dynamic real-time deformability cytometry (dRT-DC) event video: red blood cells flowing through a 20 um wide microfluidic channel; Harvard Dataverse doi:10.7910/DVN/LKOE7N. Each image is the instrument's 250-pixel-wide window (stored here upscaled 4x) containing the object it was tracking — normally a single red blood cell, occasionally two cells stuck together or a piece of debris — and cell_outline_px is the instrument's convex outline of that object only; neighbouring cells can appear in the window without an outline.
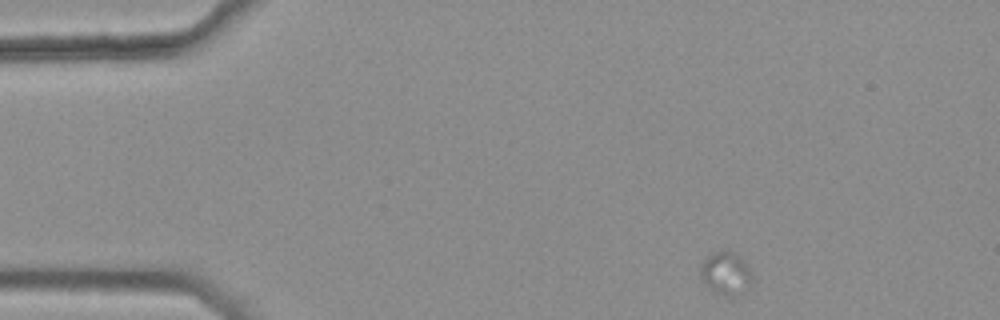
{"species": "common noctule bat (a hibernating species)", "species_latin": "Nyctalus noctula", "temperature_condition": "warm", "stored_images_in_passage": 16, "camera_frame_rate_fps": 3000, "um_per_image_px": 0.085, "animal": {"sex": "female", "body_mass_g": 25.1}, "frame": {"image": 1, "passage_image": 1, "time_ms": 0.0, "image_size_px": [1000, 320], "cell_outline_px": [[752, 284], [732, 296], [724, 296], [700, 280], [700, 264], [712, 252], [732, 252], [740, 256], [748, 268], [752, 276]], "centroid_in_image_um": [61.67, 23.22], "position_along_channel_um": 23.3, "area_um2": 12.48}}